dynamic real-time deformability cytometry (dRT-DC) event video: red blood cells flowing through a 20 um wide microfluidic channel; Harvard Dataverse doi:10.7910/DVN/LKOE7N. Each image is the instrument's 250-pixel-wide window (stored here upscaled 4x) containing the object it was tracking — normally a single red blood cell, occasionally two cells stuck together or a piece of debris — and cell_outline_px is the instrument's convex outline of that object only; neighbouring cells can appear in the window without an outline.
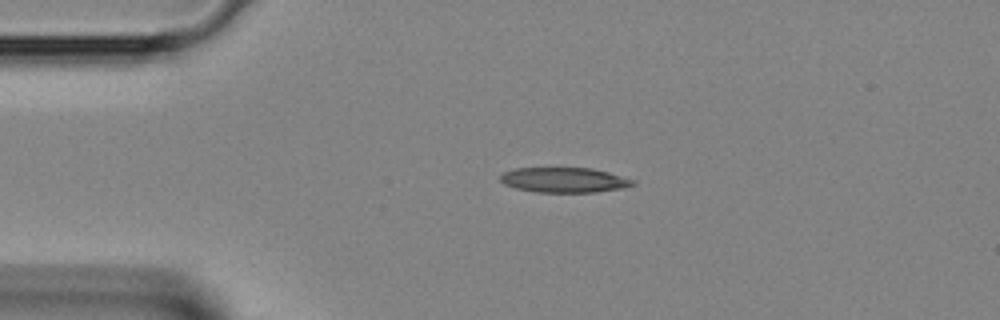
{"species": "Egyptian fruit bat (a non-hibernating species)", "species_latin": "Rousettus aegyptiacus", "temperature_condition": "room temperature", "stored_images_in_passage": 36, "camera_frame_rate_fps": 3000, "um_per_image_px": 0.085, "animal": {"sex": "female"}, "frame": {"image": 1, "passage_image": 6, "time_ms": 1.667, "image_size_px": [1000, 320], "cell_outline_px": [[636, 184], [624, 188], [596, 192], [536, 192], [516, 188], [504, 184], [500, 180], [500, 176], [504, 172], [516, 168], [592, 168], [608, 172], [636, 180]], "centroid_in_image_um": [47.99, 15.3], "position_along_channel_um": 37.0, "area_um2": 19.36}}
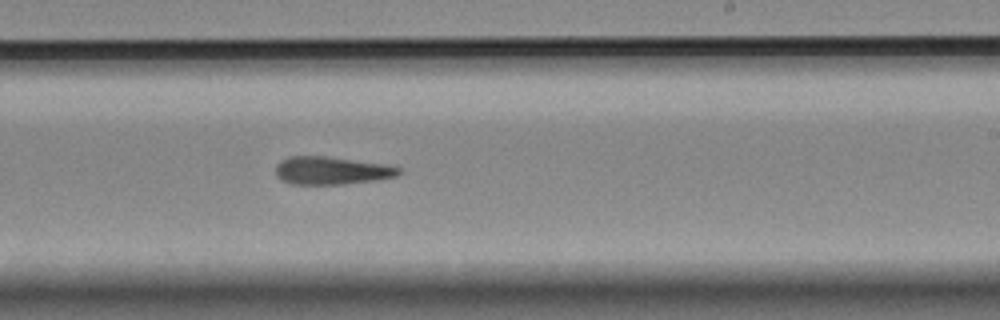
{"frame": {"image": 2, "passage_image": 21, "time_ms": 6.667, "image_size_px": [1000, 320], "cell_outline_px": [[400, 172], [396, 176], [376, 180], [344, 184], [292, 184], [276, 176], [276, 164], [280, 160], [288, 156], [324, 156], [384, 164], [400, 168]], "centroid_in_image_um": [28.14, 14.49], "position_along_channel_um": 260.9, "area_um2": 19.83}}
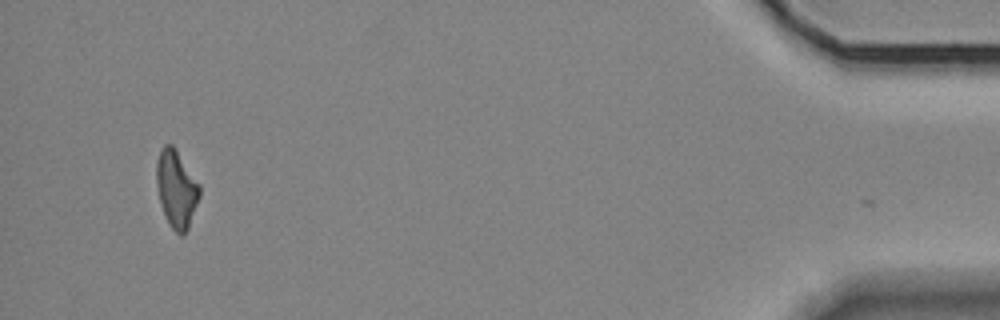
{"frame": {"image": 3, "passage_image": 35, "time_ms": 11.333, "image_size_px": [1000, 320], "cell_outline_px": [[200, 196], [188, 228], [184, 236], [180, 236], [172, 228], [160, 204], [156, 184], [156, 160], [160, 148], [164, 144], [172, 144], [200, 184]], "centroid_in_image_um": [14.98, 16.04], "position_along_channel_um": 420.2, "area_um2": 19.48}}